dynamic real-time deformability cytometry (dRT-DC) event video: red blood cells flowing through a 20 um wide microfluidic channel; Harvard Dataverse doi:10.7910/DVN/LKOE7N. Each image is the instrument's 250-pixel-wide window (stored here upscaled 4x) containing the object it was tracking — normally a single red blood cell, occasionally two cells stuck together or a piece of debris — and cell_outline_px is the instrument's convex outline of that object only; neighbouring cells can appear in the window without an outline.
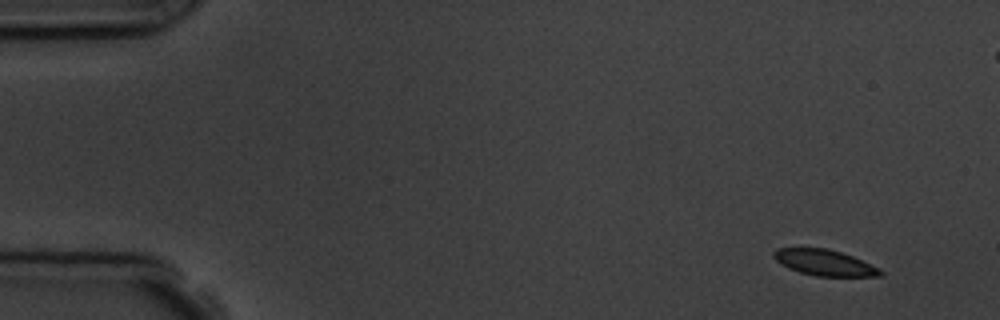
{"species": "common noctule bat (a hibernating species)", "species_latin": "Nyctalus noctula", "temperature_condition": "room temperature", "stored_images_in_passage": 6, "camera_frame_rate_fps": 3000, "um_per_image_px": 0.085, "animal": {"sex": "male", "body_mass_g": 19.5, "forearm_length_mm": 54.6}, "frame": {"image": 1, "passage_image": 1, "time_ms": 0.0, "image_size_px": [1000, 320], "cell_outline_px": [[884, 276], [816, 276], [800, 272], [788, 268], [780, 264], [772, 256], [772, 252], [776, 248], [828, 248], [852, 256], [880, 268], [884, 272]], "centroid_in_image_um": [70.07, 22.32], "position_along_channel_um": 14.9, "area_um2": 16.18}}